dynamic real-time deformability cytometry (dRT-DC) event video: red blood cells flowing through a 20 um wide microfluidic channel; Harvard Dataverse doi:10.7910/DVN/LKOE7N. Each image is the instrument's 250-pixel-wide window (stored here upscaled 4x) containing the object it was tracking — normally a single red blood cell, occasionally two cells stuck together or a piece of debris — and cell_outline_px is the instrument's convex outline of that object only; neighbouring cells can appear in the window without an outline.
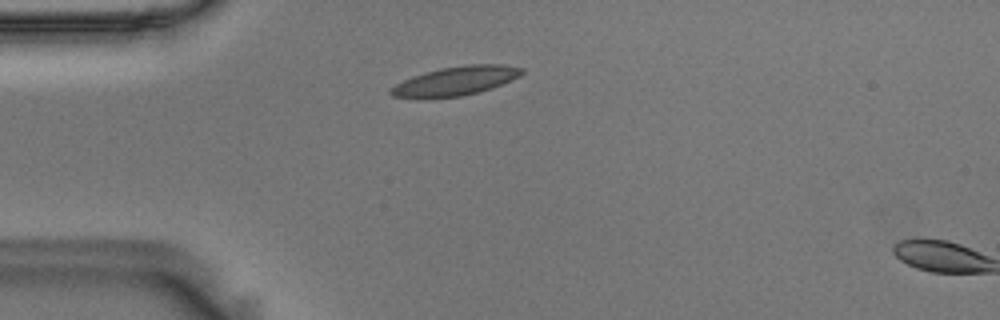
{"species": "Egyptian fruit bat (a non-hibernating species)", "species_latin": "Rousettus aegyptiacus", "temperature_condition": "room temperature", "stored_images_in_passage": 6, "camera_frame_rate_fps": 3000, "um_per_image_px": 0.085, "animal": {"sex": "male"}, "frame": {"image": 1, "passage_image": 4, "time_ms": 1.0, "image_size_px": [1000, 320], "cell_outline_px": [[524, 72], [520, 76], [492, 88], [460, 96], [392, 96], [388, 92], [396, 84], [412, 76], [440, 68], [464, 64], [504, 64], [524, 68]], "centroid_in_image_um": [38.82, 6.83], "position_along_channel_um": 46.2, "area_um2": 21.5}}